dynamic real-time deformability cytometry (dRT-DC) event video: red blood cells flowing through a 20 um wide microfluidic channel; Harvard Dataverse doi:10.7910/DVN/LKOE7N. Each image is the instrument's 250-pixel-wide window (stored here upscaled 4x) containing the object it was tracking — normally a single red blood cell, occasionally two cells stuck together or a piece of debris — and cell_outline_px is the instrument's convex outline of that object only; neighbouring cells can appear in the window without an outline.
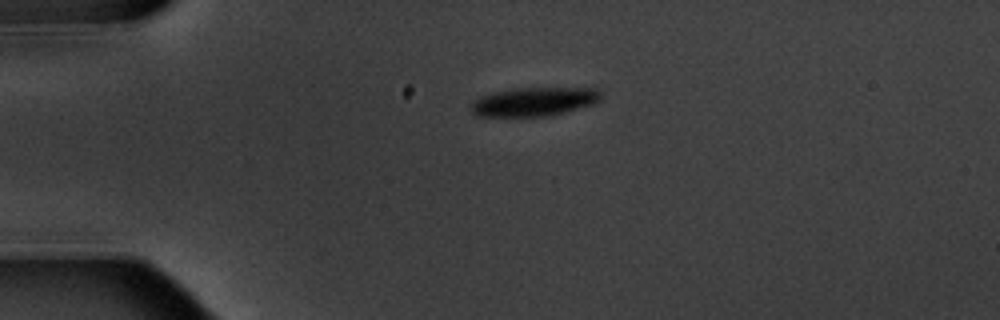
{"species": "common noctule bat (a hibernating species)", "species_latin": "Nyctalus noctula", "temperature_condition": "warm", "stored_images_in_passage": 2, "camera_frame_rate_fps": 3000, "um_per_image_px": 0.085, "animal": {"sex": "male", "body_mass_g": 20.1, "forearm_length_mm": 53.5}, "frame": {"image": 1, "passage_image": 1, "time_ms": 0.0, "image_size_px": [1000, 320], "cell_outline_px": [[600, 100], [592, 104], [552, 116], [476, 116], [472, 112], [468, 104], [472, 100], [480, 96], [492, 92], [516, 88], [596, 88], [600, 92]], "centroid_in_image_um": [45.33, 8.64], "position_along_channel_um": 39.7, "area_um2": 21.96}}